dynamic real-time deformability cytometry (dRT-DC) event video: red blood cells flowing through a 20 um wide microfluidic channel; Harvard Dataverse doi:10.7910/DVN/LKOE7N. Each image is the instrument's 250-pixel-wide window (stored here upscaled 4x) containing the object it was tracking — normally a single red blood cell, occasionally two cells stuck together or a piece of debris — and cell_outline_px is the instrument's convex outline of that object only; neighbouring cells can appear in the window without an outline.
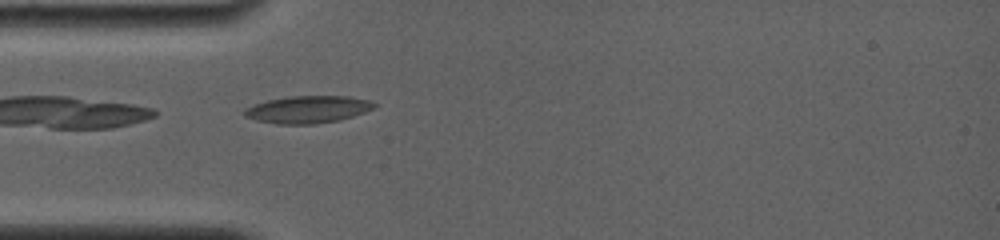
{"species": "common noctule bat (a hibernating species)", "species_latin": "Nyctalus noctula", "temperature_condition": "room temperature", "stored_images_in_passage": 47, "camera_frame_rate_fps": 4000, "um_per_image_px": 0.085, "animal": {"sex": "female", "body_mass_g": 19.0, "forearm_length_mm": 56.7}, "frame": {"image": 1, "passage_image": 2, "time_ms": 0.25, "image_size_px": [1000, 240], "cell_outline_px": [[376, 108], [340, 120], [312, 124], [276, 124], [256, 120], [244, 116], [244, 108], [252, 104], [268, 100], [288, 96], [348, 96], [372, 100], [376, 104]], "centroid_in_image_um": [26.16, 9.29], "position_along_channel_um": 58.8, "area_um2": 20.81}}
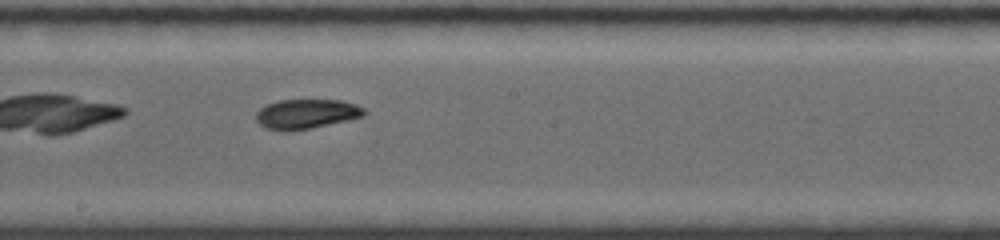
{"frame": {"image": 2, "passage_image": 19, "time_ms": 4.5, "image_size_px": [1000, 240], "cell_outline_px": [[368, 112], [364, 116], [308, 128], [264, 128], [256, 120], [256, 112], [260, 108], [268, 104], [280, 100], [340, 100], [356, 104], [364, 108]], "centroid_in_image_um": [26.08, 9.63], "position_along_channel_um": 222.1, "area_um2": 17.92}}
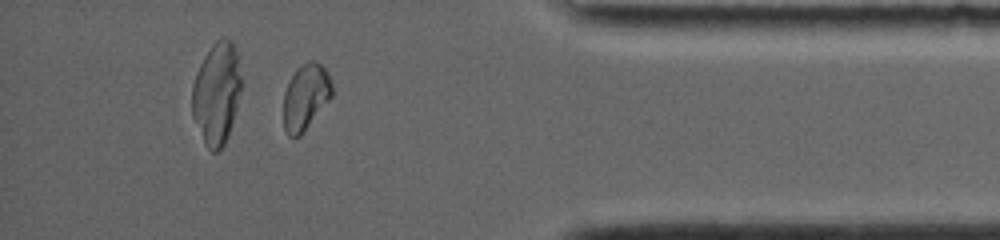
{"frame": {"image": 3, "passage_image": 40, "time_ms": 9.75, "image_size_px": [1000, 240], "cell_outline_px": [[332, 96], [300, 136], [288, 136], [284, 128], [284, 92], [296, 68], [308, 60], [312, 60], [320, 64], [328, 72], [332, 84]], "centroid_in_image_um": [25.98, 8.22], "position_along_channel_um": 409.2, "area_um2": 18.44}, "authors_computed_cell_mechanics": {"area_um2": 18.6694, "velocity_mm_per_s": 3.874, "shape_relaxation_time_tau1_ms": null, "shape_relaxation_time_tau2_ms": 2.7379, "deformation_change_tau1": null, "deformation_change_tau2": 0.0656}}